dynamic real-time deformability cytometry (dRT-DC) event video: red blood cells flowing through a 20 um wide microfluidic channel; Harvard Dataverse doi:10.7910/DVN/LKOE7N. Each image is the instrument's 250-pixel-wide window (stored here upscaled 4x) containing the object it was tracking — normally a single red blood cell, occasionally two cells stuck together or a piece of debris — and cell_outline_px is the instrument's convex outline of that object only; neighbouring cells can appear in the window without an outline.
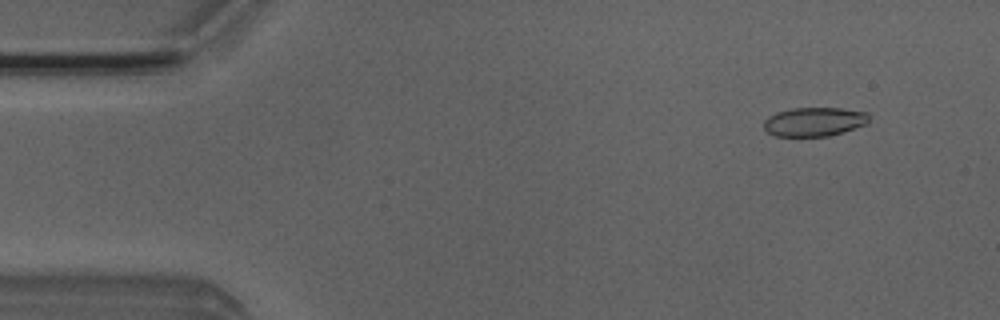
{"species": "Egyptian fruit bat (a non-hibernating species)", "species_latin": "Rousettus aegyptiacus", "temperature_condition": "room temperature", "stored_images_in_passage": 51, "camera_frame_rate_fps": 3000, "um_per_image_px": 0.085, "animal": {"sex": "male"}, "frame": {"image": 1, "passage_image": 5, "time_ms": 1.333, "image_size_px": [1000, 320], "cell_outline_px": [[868, 124], [844, 132], [828, 136], [772, 136], [764, 128], [764, 120], [768, 116], [776, 112], [792, 108], [840, 108], [868, 112]], "centroid_in_image_um": [69.21, 10.35], "position_along_channel_um": 15.8, "area_um2": 17.92}}
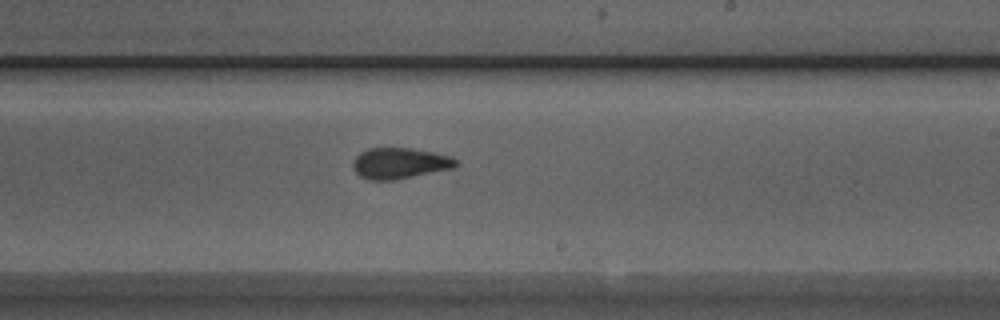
{"frame": {"image": 2, "passage_image": 30, "time_ms": 9.667, "image_size_px": [1000, 320], "cell_outline_px": [[456, 164], [452, 168], [396, 180], [368, 180], [360, 176], [352, 168], [352, 164], [356, 156], [360, 152], [368, 148], [408, 148], [432, 152], [448, 156], [456, 160]], "centroid_in_image_um": [33.9, 13.88], "position_along_channel_um": 255.1, "area_um2": 18.38}}
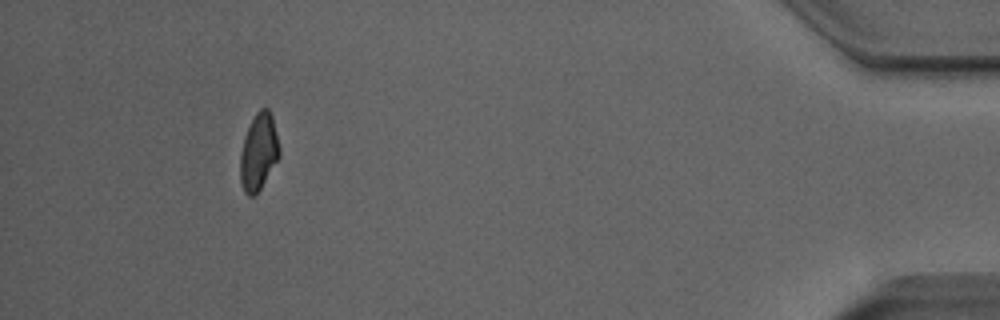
{"frame": {"image": 3, "passage_image": 47, "time_ms": 15.333, "image_size_px": [1000, 320], "cell_outline_px": [[280, 156], [256, 196], [248, 196], [244, 192], [240, 180], [240, 156], [244, 136], [256, 112], [260, 108], [268, 108], [272, 116], [280, 148]], "centroid_in_image_um": [21.98, 12.94], "position_along_channel_um": 413.2, "area_um2": 17.57}, "authors_computed_cell_mechanics": {"area_um2": 18.496, "velocity_mm_per_s": 4.0301, "shape_relaxation_time_tau1_ms": 5.6984, "shape_relaxation_time_tau2_ms": 0.4804, "deformation_change_tau1": 0.1559, "deformation_change_tau2": 0.0629}}